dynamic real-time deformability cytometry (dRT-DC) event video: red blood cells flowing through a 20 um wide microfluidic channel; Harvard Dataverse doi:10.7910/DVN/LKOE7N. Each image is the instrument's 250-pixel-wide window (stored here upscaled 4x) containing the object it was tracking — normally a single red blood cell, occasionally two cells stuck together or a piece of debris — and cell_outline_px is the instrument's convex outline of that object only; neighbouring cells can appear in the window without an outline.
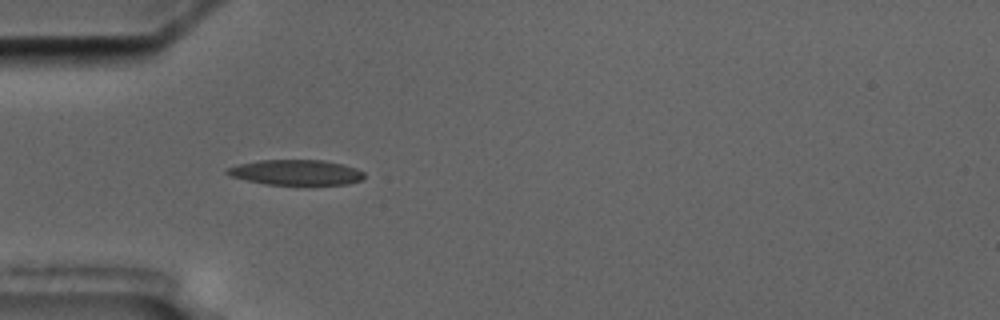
{"species": "common noctule bat (a hibernating species)", "species_latin": "Nyctalus noctula", "temperature_condition": "cold", "stored_images_in_passage": 5, "camera_frame_rate_fps": 3000, "um_per_image_px": 0.085, "animal": {"sex": "male", "body_mass_g": 17.5, "forearm_length_mm": 52.3}, "frame": {"image": 1, "passage_image": 5, "time_ms": 5.0, "image_size_px": [1000, 320], "cell_outline_px": [[364, 176], [360, 180], [348, 184], [268, 184], [248, 180], [232, 176], [224, 172], [224, 168], [236, 164], [260, 160], [324, 160], [344, 164], [356, 168], [364, 172]], "centroid_in_image_um": [25.14, 14.63], "position_along_channel_um": 59.9, "area_um2": 20.11}}